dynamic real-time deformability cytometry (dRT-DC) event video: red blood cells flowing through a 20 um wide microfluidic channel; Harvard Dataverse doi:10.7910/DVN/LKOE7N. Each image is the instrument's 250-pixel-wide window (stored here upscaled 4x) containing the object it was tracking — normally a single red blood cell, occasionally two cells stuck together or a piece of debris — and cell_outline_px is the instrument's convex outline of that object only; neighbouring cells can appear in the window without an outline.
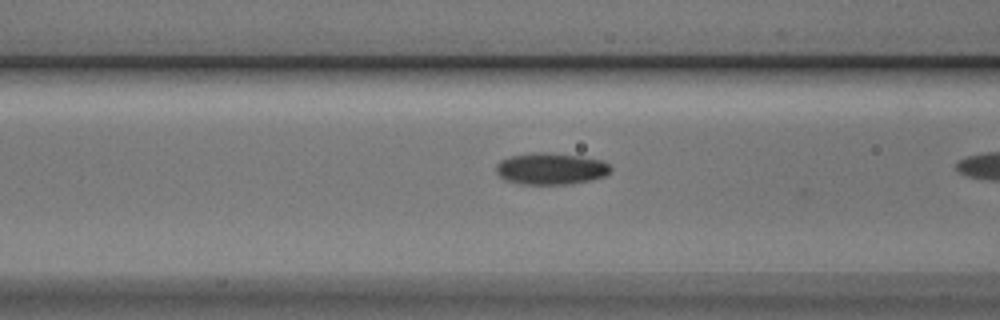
{"species": "Egyptian fruit bat (a non-hibernating species)", "species_latin": "Rousettus aegyptiacus", "temperature_condition": "cold", "stored_images_in_passage": 7, "camera_frame_rate_fps": 3000, "um_per_image_px": 0.085, "animal": {"sex": "male"}, "frame": {"image": 1, "passage_image": 6, "time_ms": 1.667, "image_size_px": [1000, 320], "cell_outline_px": [[612, 168], [604, 176], [592, 180], [572, 184], [520, 184], [504, 180], [496, 172], [496, 164], [500, 160], [512, 156], [536, 152], [544, 152], [580, 156], [600, 160], [608, 164]], "centroid_in_image_um": [46.8, 14.35], "position_along_channel_um": 119.8, "area_um2": 21.1}}